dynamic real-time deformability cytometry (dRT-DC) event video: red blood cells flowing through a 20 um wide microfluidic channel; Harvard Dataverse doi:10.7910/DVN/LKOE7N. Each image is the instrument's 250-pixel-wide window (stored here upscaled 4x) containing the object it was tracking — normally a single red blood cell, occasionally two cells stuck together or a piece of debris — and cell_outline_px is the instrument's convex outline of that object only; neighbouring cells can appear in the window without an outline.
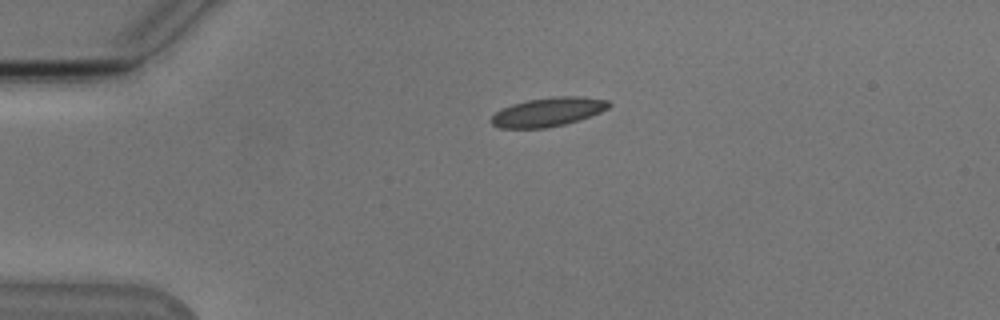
{"species": "Egyptian fruit bat (a non-hibernating species)", "species_latin": "Rousettus aegyptiacus", "temperature_condition": "cold", "stored_images_in_passage": 42, "camera_frame_rate_fps": 3000, "um_per_image_px": 0.085, "animal": {"sex": "male"}, "frame": {"image": 1, "passage_image": 1, "time_ms": 0.0, "image_size_px": [1000, 320], "cell_outline_px": [[612, 104], [608, 108], [600, 112], [580, 120], [548, 128], [500, 128], [492, 124], [492, 116], [496, 112], [512, 104], [528, 100], [552, 96], [584, 96], [608, 100]], "centroid_in_image_um": [46.63, 9.51], "position_along_channel_um": 38.4, "area_um2": 19.83}}
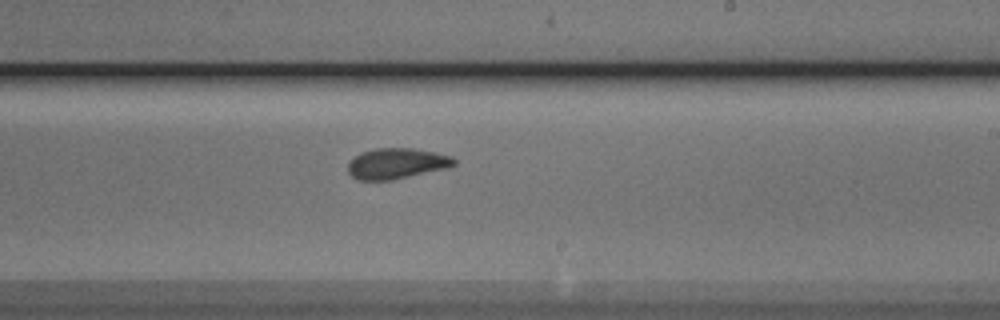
{"frame": {"image": 2, "passage_image": 21, "time_ms": 6.667, "image_size_px": [1000, 320], "cell_outline_px": [[456, 164], [448, 168], [392, 180], [360, 180], [352, 176], [348, 172], [348, 164], [356, 156], [364, 152], [376, 148], [412, 148], [436, 152], [452, 156], [456, 160]], "centroid_in_image_um": [33.76, 13.9], "position_along_channel_um": 255.2, "area_um2": 18.9}}
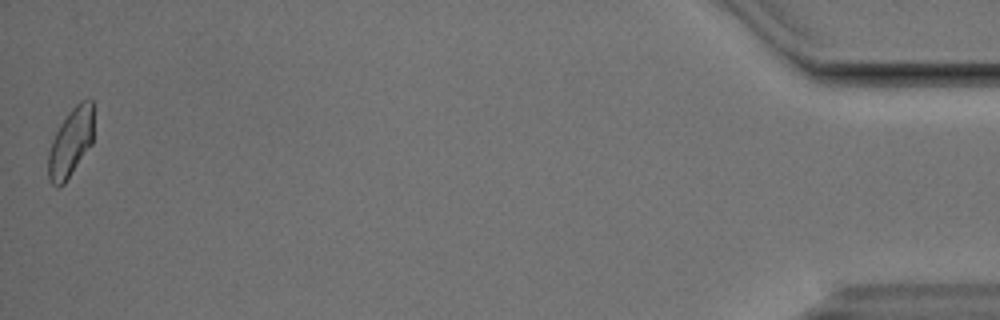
{"frame": {"image": 3, "passage_image": 42, "time_ms": 13.667, "image_size_px": [1000, 320], "cell_outline_px": [[92, 144], [64, 184], [56, 188], [48, 180], [48, 152], [52, 140], [60, 124], [68, 112], [80, 100], [92, 100]], "centroid_in_image_um": [5.98, 12.14], "position_along_channel_um": 429.2, "area_um2": 18.03}, "authors_computed_cell_mechanics": {"area_um2": 18.9006, "velocity_mm_per_s": 3.8139, "shape_relaxation_time_tau1_ms": 5.0875, "shape_relaxation_time_tau2_ms": 0.7, "deformation_change_tau1": 0.1491, "deformation_change_tau2": 0.0654}}